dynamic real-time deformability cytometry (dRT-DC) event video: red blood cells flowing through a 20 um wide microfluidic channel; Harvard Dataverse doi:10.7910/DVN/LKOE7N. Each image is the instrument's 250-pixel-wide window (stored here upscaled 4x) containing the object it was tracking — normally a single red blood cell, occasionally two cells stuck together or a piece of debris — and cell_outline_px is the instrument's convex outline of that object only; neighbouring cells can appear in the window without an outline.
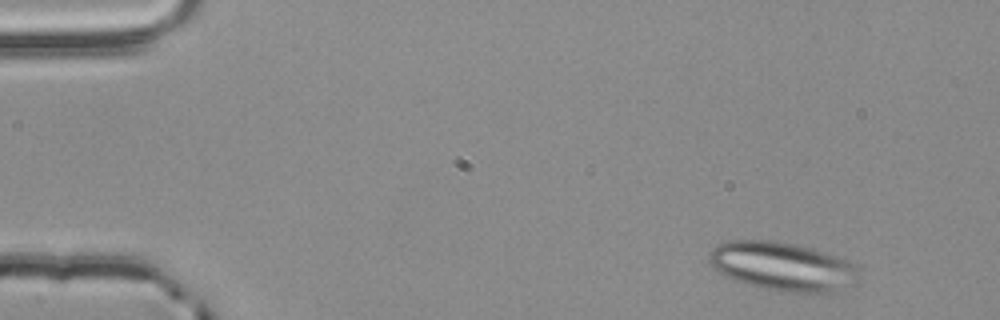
{"species": "common noctule bat (a hibernating species)", "species_latin": "Nyctalus noctula", "temperature_condition": "room temperature", "stored_images_in_passage": 52, "segment_of_instrument_passage": [1, 2], "camera_frame_rate_fps": 3000, "um_per_image_px": 0.085, "animal": {"sex": "male", "body_mass_g": 20.4}, "frame": {"image": 1, "passage_image": 3, "time_ms": 0.667, "image_size_px": [1000, 320], "cell_outline_px": [[856, 280], [852, 284], [832, 296], [824, 296], [788, 292], [760, 288], [724, 276], [712, 268], [708, 260], [708, 252], [716, 244], [732, 240], [772, 240], [812, 248], [844, 260], [852, 264], [856, 268]], "centroid_in_image_um": [66.48, 22.69], "position_along_channel_um": 18.5, "area_um2": 43.12}}